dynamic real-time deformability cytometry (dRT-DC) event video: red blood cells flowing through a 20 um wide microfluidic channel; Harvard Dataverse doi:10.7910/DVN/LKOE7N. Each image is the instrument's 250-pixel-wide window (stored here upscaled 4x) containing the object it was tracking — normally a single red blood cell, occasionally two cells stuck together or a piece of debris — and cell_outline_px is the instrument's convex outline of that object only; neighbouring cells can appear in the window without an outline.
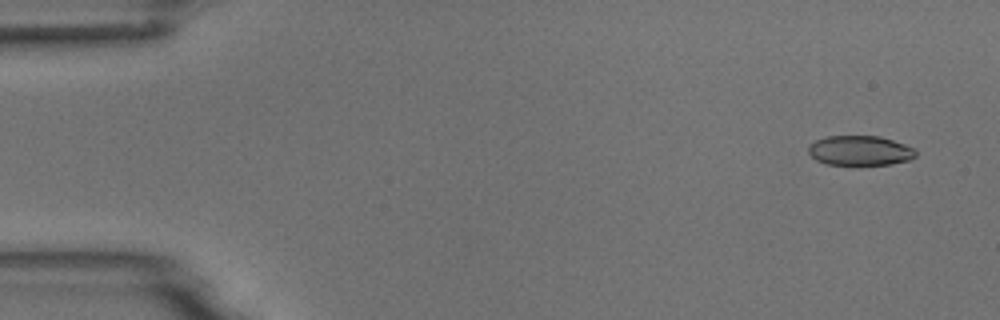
{"species": "common noctule bat (a hibernating species)", "species_latin": "Nyctalus noctula", "temperature_condition": "room temperature", "stored_images_in_passage": 54, "camera_frame_rate_fps": 3000, "um_per_image_px": 0.085, "animal": {"sex": "male", "body_mass_g": 18.8}, "frame": {"image": 1, "passage_image": 3, "time_ms": 0.667, "image_size_px": [1000, 320], "cell_outline_px": [[916, 156], [908, 160], [892, 164], [824, 164], [816, 160], [808, 152], [808, 144], [816, 140], [828, 136], [880, 136], [916, 148]], "centroid_in_image_um": [73.09, 12.79], "position_along_channel_um": 11.9, "area_um2": 18.61}}
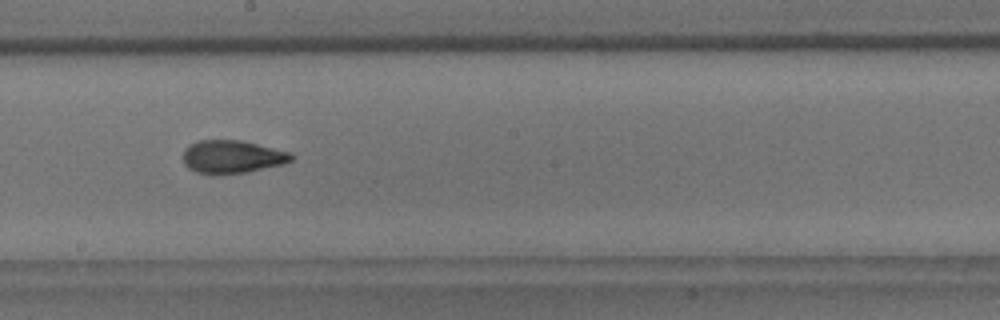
{"frame": {"image": 2, "passage_image": 30, "time_ms": 9.667, "image_size_px": [1000, 320], "cell_outline_px": [[296, 156], [292, 160], [284, 164], [244, 172], [212, 176], [196, 172], [188, 168], [184, 164], [184, 148], [188, 144], [200, 140], [240, 140], [292, 152]], "centroid_in_image_um": [19.72, 13.33], "position_along_channel_um": 228.5, "area_um2": 21.15}}
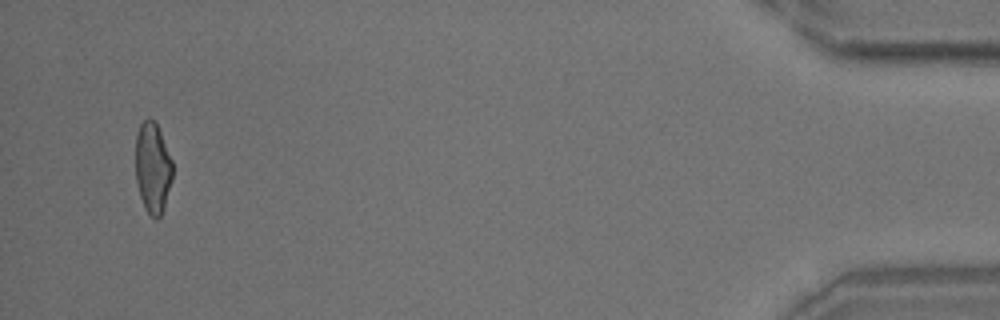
{"frame": {"image": 3, "passage_image": 52, "time_ms": 17.0, "image_size_px": [1000, 320], "cell_outline_px": [[172, 180], [164, 208], [160, 216], [156, 220], [144, 208], [140, 196], [136, 180], [136, 132], [140, 124], [148, 116], [156, 124], [160, 132], [172, 160]], "centroid_in_image_um": [12.97, 14.27], "position_along_channel_um": 422.2, "area_um2": 19.54}, "authors_computed_cell_mechanics": {"area_um2": 20.519, "velocity_mm_per_s": 3.7301, "shape_relaxation_time_tau1_ms": 6.1078, "shape_relaxation_time_tau2_ms": 2.1254, "deformation_change_tau1": 0.1686, "deformation_change_tau2": 0.0944}}